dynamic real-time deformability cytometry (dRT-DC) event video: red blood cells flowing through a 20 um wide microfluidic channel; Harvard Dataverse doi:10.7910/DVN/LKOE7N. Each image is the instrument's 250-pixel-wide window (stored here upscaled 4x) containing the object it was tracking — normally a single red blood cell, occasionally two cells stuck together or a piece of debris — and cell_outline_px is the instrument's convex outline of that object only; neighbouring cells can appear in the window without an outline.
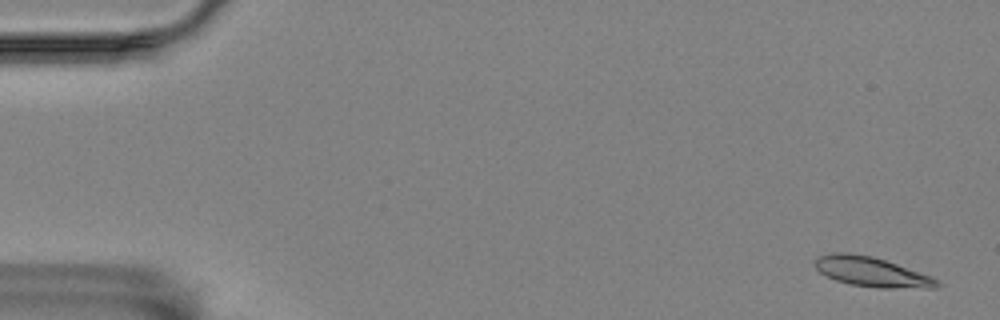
{"species": "Egyptian fruit bat (a non-hibernating species)", "species_latin": "Rousettus aegyptiacus", "temperature_condition": "room temperature", "stored_images_in_passage": 5, "camera_frame_rate_fps": 3000, "um_per_image_px": 0.085, "animal": {"sex": "female"}, "frame": {"image": 1, "passage_image": 1, "time_ms": 0.0, "image_size_px": [1000, 320], "cell_outline_px": [[944, 284], [936, 288], [876, 288], [848, 284], [836, 280], [820, 272], [812, 264], [820, 256], [832, 252], [848, 252], [872, 256], [932, 276], [940, 280]], "centroid_in_image_um": [74.13, 23.12], "position_along_channel_um": 10.9, "area_um2": 21.33}}